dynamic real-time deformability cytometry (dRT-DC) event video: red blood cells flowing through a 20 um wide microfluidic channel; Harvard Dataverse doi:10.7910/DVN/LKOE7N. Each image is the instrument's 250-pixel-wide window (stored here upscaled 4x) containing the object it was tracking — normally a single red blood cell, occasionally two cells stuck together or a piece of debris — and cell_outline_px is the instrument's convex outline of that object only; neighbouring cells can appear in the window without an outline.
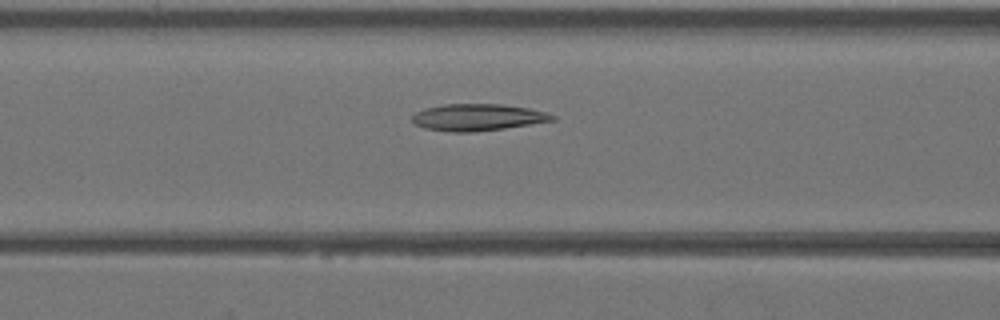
{"species": "Egyptian fruit bat (a non-hibernating species)", "species_latin": "Rousettus aegyptiacus", "temperature_condition": "warm", "stored_images_in_passage": 33, "camera_frame_rate_fps": 3000, "um_per_image_px": 0.085, "animal": {"sex": "female"}, "frame": {"image": 1, "passage_image": 8, "time_ms": 2.333, "image_size_px": [1000, 320], "cell_outline_px": [[556, 120], [504, 128], [472, 132], [452, 132], [424, 128], [416, 124], [412, 120], [412, 116], [416, 112], [424, 108], [444, 104], [500, 104], [528, 108], [544, 112], [556, 116]], "centroid_in_image_um": [40.58, 9.97], "position_along_channel_um": 126.0, "area_um2": 21.73}}
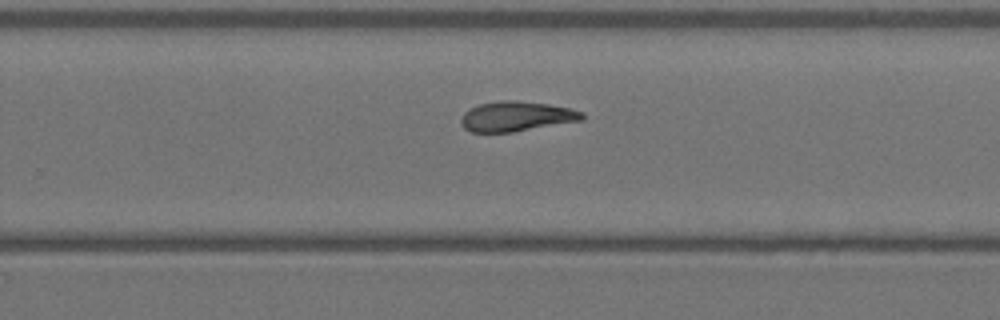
{"frame": {"image": 2, "passage_image": 18, "time_ms": 5.667, "image_size_px": [1000, 320], "cell_outline_px": [[584, 120], [512, 132], [472, 132], [464, 128], [460, 120], [464, 112], [480, 104], [500, 100], [516, 100], [548, 104], [568, 108], [584, 112]], "centroid_in_image_um": [43.91, 9.89], "position_along_channel_um": 285.9, "area_um2": 21.04}}
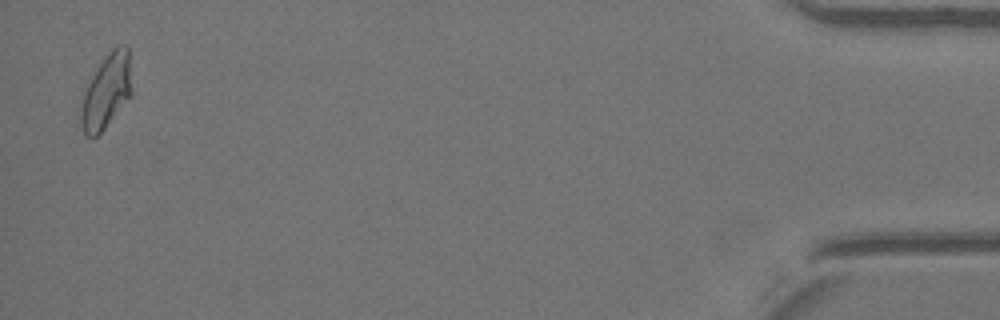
{"frame": {"image": 3, "passage_image": 32, "time_ms": 10.333, "image_size_px": [1000, 320], "cell_outline_px": [[132, 96], [104, 128], [96, 136], [84, 136], [80, 124], [80, 108], [84, 92], [88, 80], [96, 68], [112, 48], [124, 44], [128, 48], [132, 92]], "centroid_in_image_um": [9.03, 7.78], "position_along_channel_um": 426.2, "area_um2": 22.14}}